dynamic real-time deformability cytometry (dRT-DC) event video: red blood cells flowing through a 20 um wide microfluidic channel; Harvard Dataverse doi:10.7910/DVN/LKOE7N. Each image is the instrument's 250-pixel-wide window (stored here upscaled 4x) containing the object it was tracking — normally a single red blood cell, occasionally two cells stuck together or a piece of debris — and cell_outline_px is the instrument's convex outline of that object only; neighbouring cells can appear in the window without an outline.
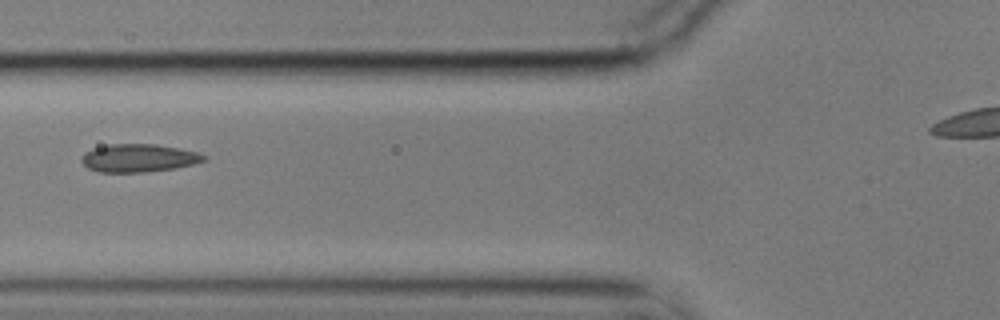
{"species": "common noctule bat (a hibernating species)", "species_latin": "Nyctalus noctula", "temperature_condition": "cold", "stored_images_in_passage": 4, "camera_frame_rate_fps": 3000, "um_per_image_px": 0.085, "animal": {"sex": "male", "body_mass_g": 17.9}, "frame": {"image": 1, "passage_image": 3, "time_ms": 0.667, "image_size_px": [1000, 320], "cell_outline_px": [[208, 160], [196, 164], [176, 168], [144, 172], [100, 172], [88, 168], [80, 160], [84, 152], [108, 144], [156, 144], [196, 152], [208, 156]], "centroid_in_image_um": [11.82, 13.44], "position_along_channel_um": 114.0, "area_um2": 20.0}}
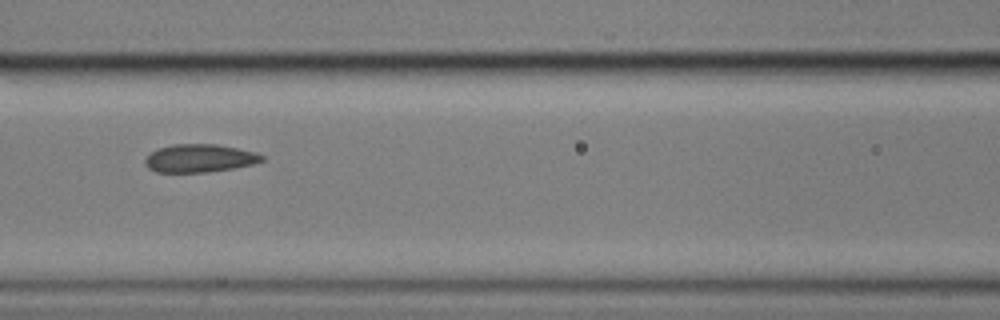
{"frame": {"image": 2, "passage_image": 4, "time_ms": 1.0, "image_size_px": [1000, 320], "cell_outline_px": [[264, 160], [252, 164], [232, 168], [204, 172], [156, 172], [148, 168], [144, 164], [144, 160], [152, 152], [160, 148], [172, 144], [216, 144], [256, 152], [264, 156]], "centroid_in_image_um": [16.95, 13.45], "position_along_channel_um": 149.6, "area_um2": 18.9}}